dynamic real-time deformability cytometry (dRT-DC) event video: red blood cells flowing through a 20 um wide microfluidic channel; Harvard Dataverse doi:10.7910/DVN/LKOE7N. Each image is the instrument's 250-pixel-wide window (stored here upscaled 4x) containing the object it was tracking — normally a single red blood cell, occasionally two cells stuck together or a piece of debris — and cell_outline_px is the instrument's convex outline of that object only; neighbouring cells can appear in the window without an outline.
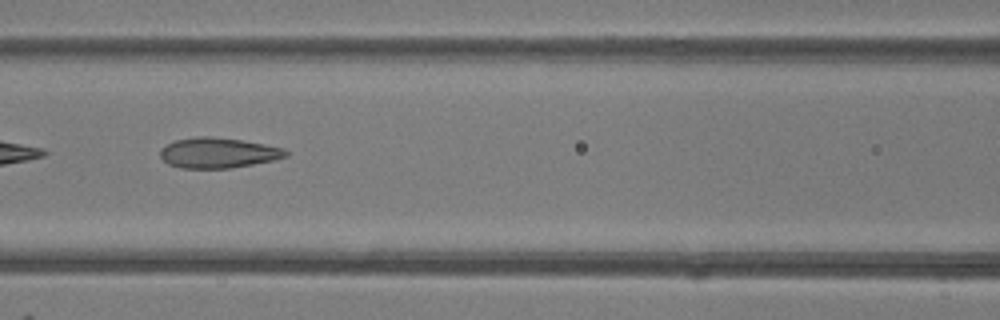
{"species": "common noctule bat (a hibernating species)", "species_latin": "Nyctalus noctula", "temperature_condition": "room temperature", "stored_images_in_passage": 6, "camera_frame_rate_fps": 3000, "um_per_image_px": 0.085, "animal": {"sex": "female"}, "frame": {"image": 1, "passage_image": 6, "time_ms": 6.667, "image_size_px": [1000, 320], "cell_outline_px": [[288, 156], [276, 160], [228, 168], [180, 168], [168, 164], [160, 156], [160, 148], [176, 140], [196, 136], [208, 136], [240, 140], [264, 144], [284, 148], [288, 152]], "centroid_in_image_um": [18.54, 12.99], "position_along_channel_um": 148.1, "area_um2": 22.14}}